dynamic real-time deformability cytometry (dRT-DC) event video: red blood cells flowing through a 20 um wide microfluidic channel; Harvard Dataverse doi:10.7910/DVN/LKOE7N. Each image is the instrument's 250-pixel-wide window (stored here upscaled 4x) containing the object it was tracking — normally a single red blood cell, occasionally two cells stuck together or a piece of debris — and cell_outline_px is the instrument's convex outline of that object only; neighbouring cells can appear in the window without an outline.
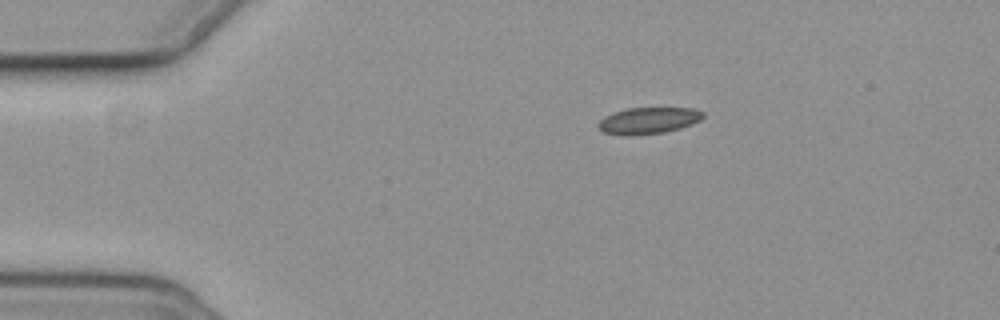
{"species": "common noctule bat (a hibernating species)", "species_latin": "Nyctalus noctula", "temperature_condition": "cold", "stored_images_in_passage": 47, "camera_frame_rate_fps": 3000, "um_per_image_px": 0.085, "animal": {"sex": "female", "body_mass_g": 19.3, "forearm_length_mm": 54.1}, "frame": {"image": 1, "passage_image": 1, "time_ms": 0.0, "image_size_px": [1000, 320], "cell_outline_px": [[704, 116], [700, 120], [692, 124], [680, 128], [664, 132], [632, 136], [620, 136], [604, 132], [596, 124], [604, 116], [612, 112], [628, 108], [692, 108], [704, 112]], "centroid_in_image_um": [55.08, 10.25], "position_along_channel_um": 29.9, "area_um2": 16.36}}
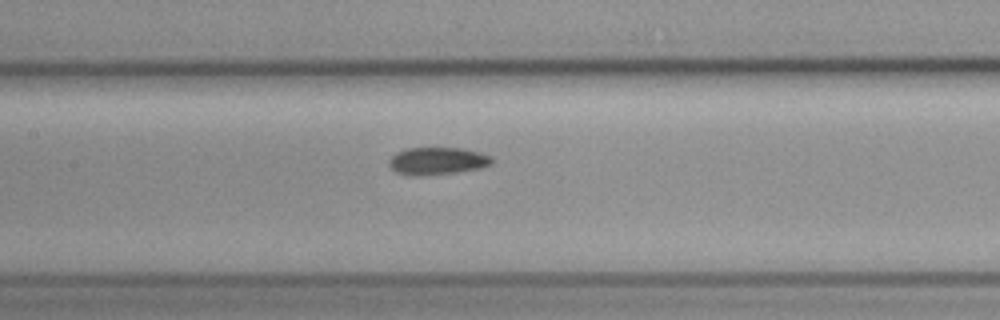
{"frame": {"image": 2, "passage_image": 17, "time_ms": 5.333, "image_size_px": [1000, 320], "cell_outline_px": [[492, 164], [480, 168], [456, 172], [416, 176], [396, 172], [388, 164], [388, 160], [396, 152], [408, 148], [464, 148], [480, 152], [492, 156]], "centroid_in_image_um": [37.18, 13.67], "position_along_channel_um": 170.2, "area_um2": 16.42}}
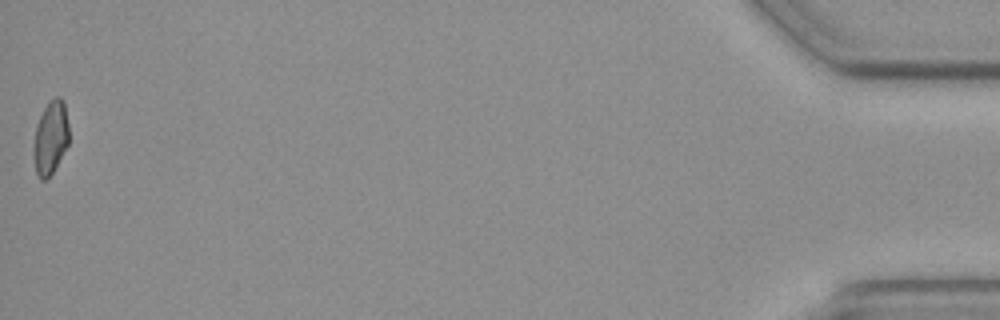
{"frame": {"image": 3, "passage_image": 47, "time_ms": 15.333, "image_size_px": [1000, 320], "cell_outline_px": [[68, 144], [52, 172], [44, 180], [40, 180], [36, 172], [32, 152], [36, 124], [44, 108], [56, 96], [60, 96], [64, 100], [68, 124]], "centroid_in_image_um": [4.28, 11.69], "position_along_channel_um": 430.9, "area_um2": 15.03}, "authors_computed_cell_mechanics": {"area_um2": 16.3574, "velocity_mm_per_s": 3.6622, "shape_relaxation_time_tau1_ms": null, "shape_relaxation_time_tau2_ms": 8.6746, "deformation_change_tau1": null, "deformation_change_tau2": 0.1096}}